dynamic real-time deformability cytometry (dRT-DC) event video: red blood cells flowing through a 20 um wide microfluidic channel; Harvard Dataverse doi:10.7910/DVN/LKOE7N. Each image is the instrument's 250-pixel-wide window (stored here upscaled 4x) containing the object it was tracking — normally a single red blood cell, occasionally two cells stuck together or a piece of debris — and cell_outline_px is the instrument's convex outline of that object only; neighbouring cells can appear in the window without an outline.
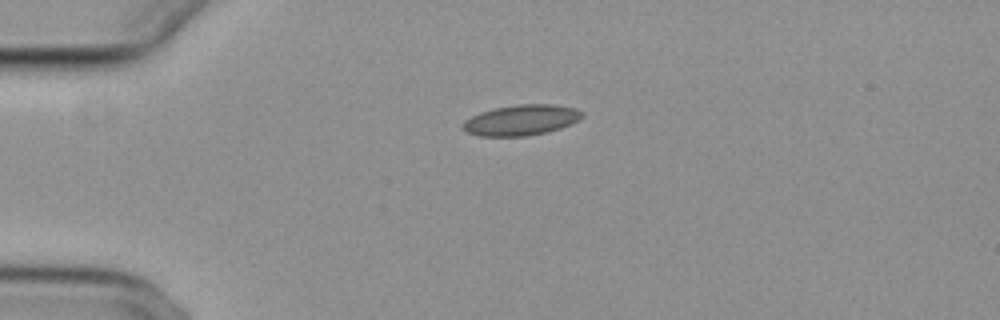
{"species": "common noctule bat (a hibernating species)", "species_latin": "Nyctalus noctula", "temperature_condition": "cold", "stored_images_in_passage": 43, "camera_frame_rate_fps": 3000, "um_per_image_px": 0.085, "animal": {"sex": "female", "body_mass_g": 29.2, "forearm_length_mm": 56.3}, "frame": {"image": 1, "passage_image": 1, "time_ms": 0.0, "image_size_px": [1000, 320], "cell_outline_px": [[584, 116], [560, 128], [548, 132], [528, 136], [480, 136], [468, 132], [460, 128], [464, 120], [480, 112], [496, 108], [516, 104], [556, 104], [576, 108], [584, 112]], "centroid_in_image_um": [44.3, 10.2], "position_along_channel_um": 40.7, "area_um2": 21.33}}
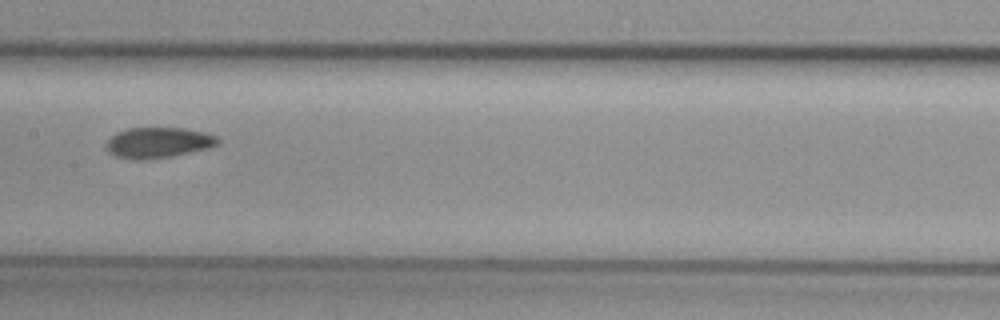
{"frame": {"image": 2, "passage_image": 16, "time_ms": 5.0, "image_size_px": [1000, 320], "cell_outline_px": [[220, 144], [212, 148], [172, 156], [144, 160], [132, 160], [112, 156], [104, 148], [108, 140], [116, 132], [128, 128], [184, 128], [204, 132], [216, 136], [220, 140]], "centroid_in_image_um": [13.44, 12.14], "position_along_channel_um": 194.0, "area_um2": 20.35}}
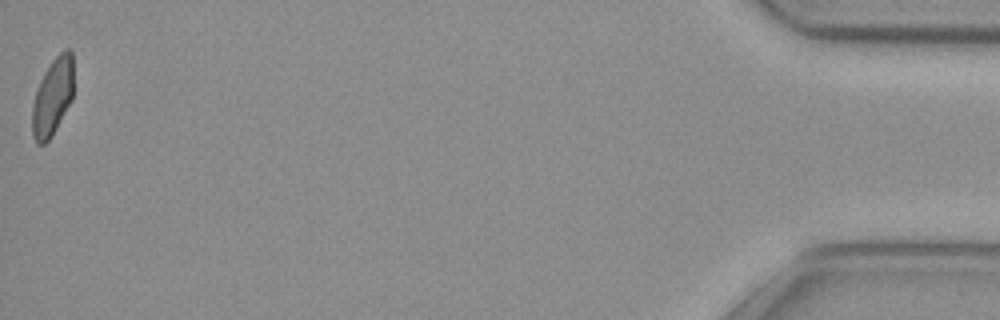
{"frame": {"image": 3, "passage_image": 43, "time_ms": 14.0, "image_size_px": [1000, 320], "cell_outline_px": [[72, 100], [52, 136], [44, 144], [36, 144], [32, 132], [32, 104], [40, 80], [44, 72], [52, 60], [64, 48], [68, 48], [72, 52]], "centroid_in_image_um": [4.46, 8.23], "position_along_channel_um": 430.7, "area_um2": 18.61}, "authors_computed_cell_mechanics": {"area_um2": 19.8254, "velocity_mm_per_s": 3.7174, "shape_relaxation_time_tau1_ms": null, "shape_relaxation_time_tau2_ms": 2.5074, "deformation_change_tau1": null, "deformation_change_tau2": 0.0657}}